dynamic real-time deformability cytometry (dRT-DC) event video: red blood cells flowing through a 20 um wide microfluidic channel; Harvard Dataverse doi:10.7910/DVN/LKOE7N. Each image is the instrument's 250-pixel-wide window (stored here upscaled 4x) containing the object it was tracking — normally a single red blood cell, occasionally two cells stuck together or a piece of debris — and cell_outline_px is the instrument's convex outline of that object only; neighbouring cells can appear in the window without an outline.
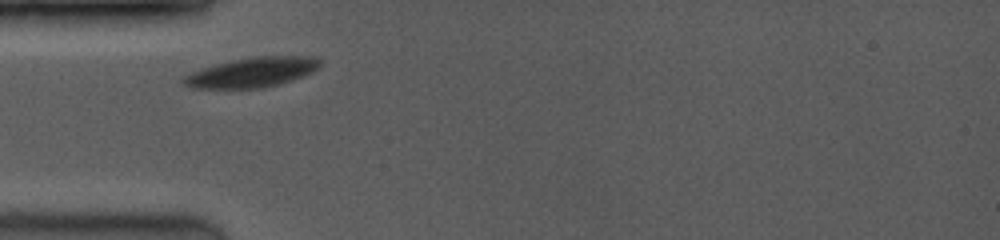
{"species": "common noctule bat (a hibernating species)", "species_latin": "Nyctalus noctula", "temperature_condition": "room temperature", "stored_images_in_passage": 18, "camera_frame_rate_fps": 3500, "um_per_image_px": 0.085, "animal": {"sex": "female", "body_mass_g": 19.0, "forearm_length_mm": 53.3}, "frame": {"image": 1, "passage_image": 1, "time_ms": 0.0, "image_size_px": [1000, 240], "cell_outline_px": [[320, 68], [312, 72], [264, 88], [192, 88], [180, 84], [180, 80], [184, 76], [200, 68], [232, 60], [256, 56], [316, 56], [320, 60]], "centroid_in_image_um": [21.37, 6.14], "position_along_channel_um": 63.6, "area_um2": 23.64}}
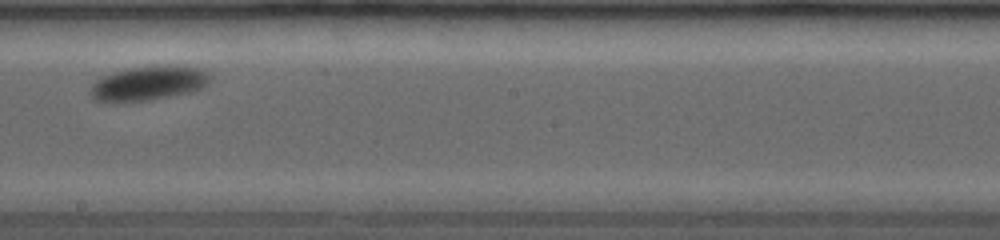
{"frame": {"image": 2, "passage_image": 9, "time_ms": 4.571, "image_size_px": [1000, 240], "cell_outline_px": [[212, 76], [208, 84], [204, 88], [188, 92], [148, 100], [112, 104], [96, 100], [88, 92], [92, 84], [100, 76], [112, 72], [132, 68], [156, 64], [176, 64], [200, 68], [208, 72]], "centroid_in_image_um": [12.61, 7.06], "position_along_channel_um": 235.6, "area_um2": 24.8}}
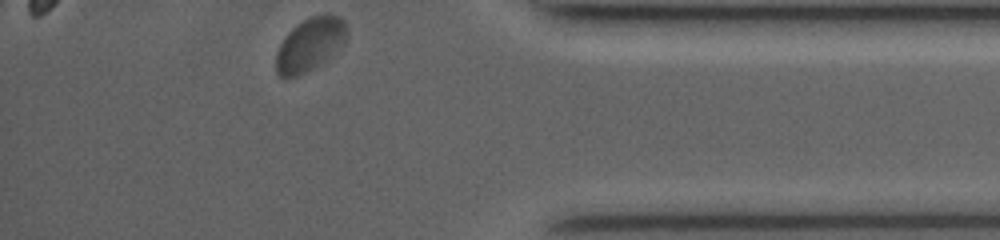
{"frame": {"image": 3, "passage_image": 18, "time_ms": 9.429, "image_size_px": [1000, 240], "cell_outline_px": [[348, 32], [344, 44], [328, 60], [296, 76], [280, 76], [276, 72], [276, 52], [284, 36], [296, 24], [308, 16], [328, 12], [340, 16], [344, 20]], "centroid_in_image_um": [26.38, 3.71], "position_along_channel_um": 408.8, "area_um2": 22.37}, "authors_computed_cell_mechanics": {"area_um2": 23.7269, "velocity_mm_per_s": 3.8083, "shape_relaxation_time_tau1_ms": 0.845, "shape_relaxation_time_tau2_ms": null, "deformation_change_tau1": 0.0674, "deformation_change_tau2": null}}